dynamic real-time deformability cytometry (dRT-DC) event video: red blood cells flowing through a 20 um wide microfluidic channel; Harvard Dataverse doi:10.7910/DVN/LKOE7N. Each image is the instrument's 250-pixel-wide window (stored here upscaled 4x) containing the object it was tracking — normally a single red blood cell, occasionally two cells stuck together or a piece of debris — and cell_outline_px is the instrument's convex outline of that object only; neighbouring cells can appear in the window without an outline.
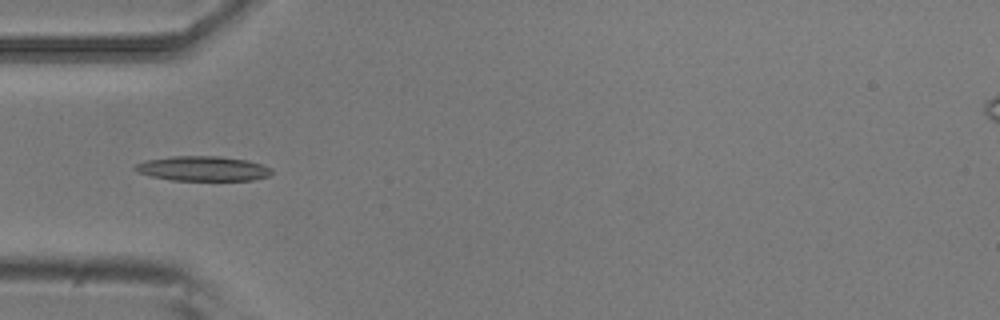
{"species": "common noctule bat (a hibernating species)", "species_latin": "Nyctalus noctula", "temperature_condition": "room temperature", "stored_images_in_passage": 7, "camera_frame_rate_fps": 3000, "um_per_image_px": 0.085, "animal": {"sex": "male", "body_mass_g": 20.5, "forearm_length_mm": 52.5}, "frame": {"image": 1, "passage_image": 4, "time_ms": 1.0, "image_size_px": [1000, 320], "cell_outline_px": [[272, 172], [268, 176], [252, 180], [172, 180], [152, 176], [140, 172], [132, 168], [136, 164], [144, 160], [172, 156], [220, 156], [248, 160], [272, 168]], "centroid_in_image_um": [17.25, 14.32], "position_along_channel_um": 67.8, "area_um2": 19.65}}
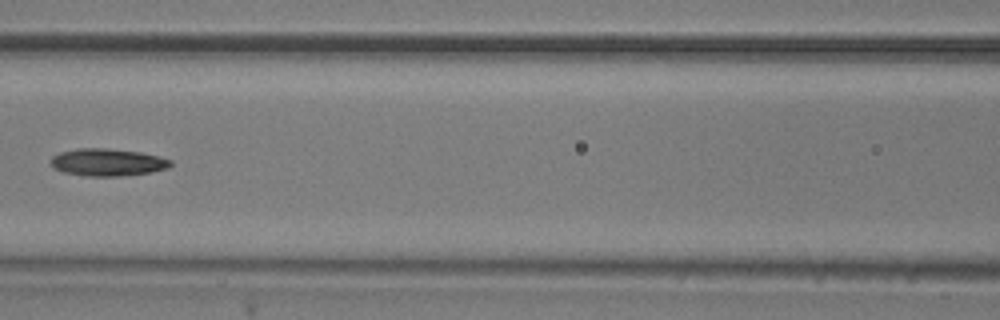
{"frame": {"image": 2, "passage_image": 6, "time_ms": 1.667, "image_size_px": [1000, 320], "cell_outline_px": [[172, 164], [168, 168], [152, 172], [120, 176], [88, 176], [64, 172], [52, 168], [52, 156], [60, 152], [76, 148], [104, 148], [140, 152], [160, 156], [172, 160]], "centroid_in_image_um": [9.16, 13.79], "position_along_channel_um": 157.4, "area_um2": 19.13}}
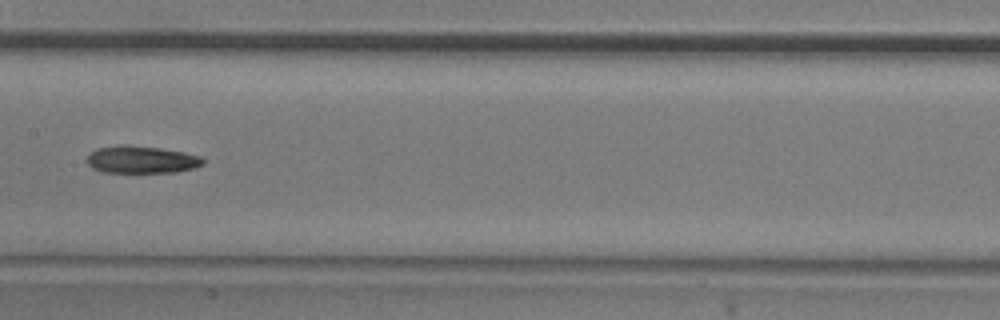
{"frame": {"image": 3, "passage_image": 7, "time_ms": 2.0, "image_size_px": [1000, 320], "cell_outline_px": [[204, 164], [196, 168], [176, 172], [100, 172], [92, 168], [88, 164], [88, 156], [96, 148], [120, 144], [124, 144], [160, 148], [184, 152], [200, 156], [204, 160]], "centroid_in_image_um": [12.04, 13.56], "position_along_channel_um": 195.4, "area_um2": 18.61}}